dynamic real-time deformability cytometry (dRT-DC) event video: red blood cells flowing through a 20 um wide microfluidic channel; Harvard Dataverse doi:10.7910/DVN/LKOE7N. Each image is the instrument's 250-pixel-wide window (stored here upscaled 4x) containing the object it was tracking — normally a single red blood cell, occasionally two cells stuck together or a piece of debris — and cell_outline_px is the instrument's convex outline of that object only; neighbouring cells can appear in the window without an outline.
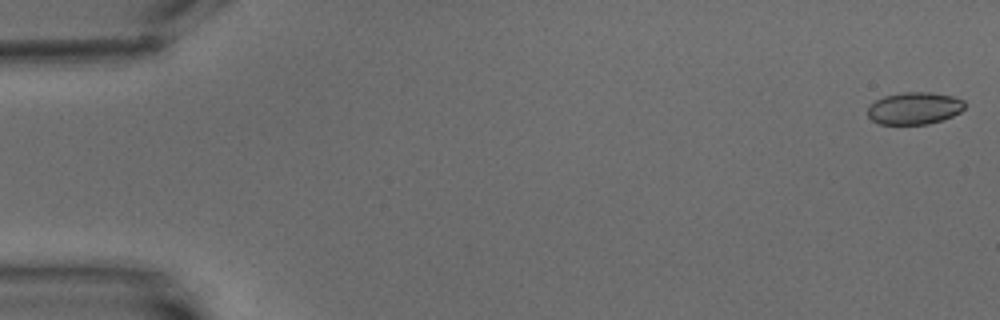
{"species": "common noctule bat (a hibernating species)", "species_latin": "Nyctalus noctula", "temperature_condition": "warm", "stored_images_in_passage": 11, "camera_frame_rate_fps": 3000, "um_per_image_px": 0.085, "animal": {"sex": "male", "body_mass_g": 15.6}, "frame": {"image": 1, "passage_image": 1, "time_ms": 0.0, "image_size_px": [1000, 320], "cell_outline_px": [[964, 108], [960, 112], [952, 116], [928, 124], [880, 124], [872, 120], [868, 116], [868, 108], [876, 100], [884, 96], [904, 92], [928, 92], [952, 96], [964, 100]], "centroid_in_image_um": [77.72, 9.2], "position_along_channel_um": 7.3, "area_um2": 18.03}}
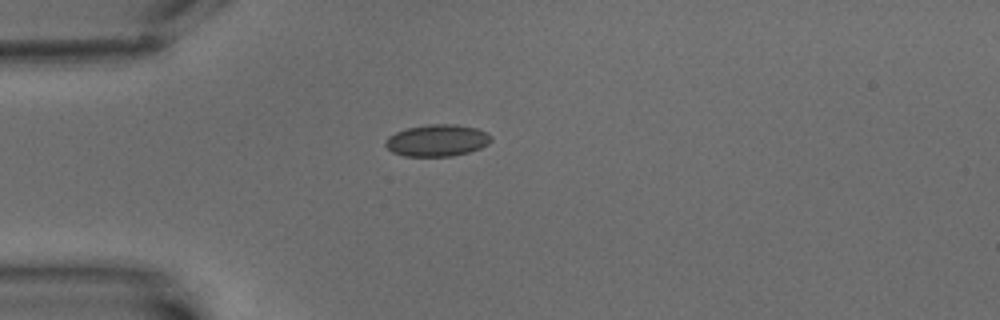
{"frame": {"image": 2, "passage_image": 5, "time_ms": 5.333, "image_size_px": [1000, 320], "cell_outline_px": [[492, 140], [488, 144], [480, 148], [468, 152], [452, 156], [404, 156], [392, 152], [384, 144], [384, 140], [388, 136], [396, 132], [408, 128], [428, 124], [456, 124], [476, 128], [488, 132], [492, 136]], "centroid_in_image_um": [37.16, 11.93], "position_along_channel_um": 47.8, "area_um2": 19.71}}